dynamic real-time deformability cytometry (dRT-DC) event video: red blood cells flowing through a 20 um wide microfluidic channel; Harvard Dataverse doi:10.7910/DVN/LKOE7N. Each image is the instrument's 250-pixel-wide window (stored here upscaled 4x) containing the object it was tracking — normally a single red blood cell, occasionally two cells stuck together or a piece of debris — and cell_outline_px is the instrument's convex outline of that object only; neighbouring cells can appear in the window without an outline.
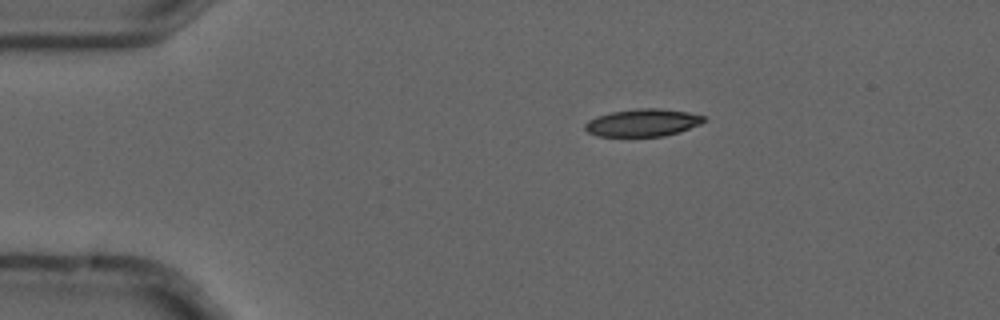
{"species": "common noctule bat (a hibernating species)", "species_latin": "Nyctalus noctula", "temperature_condition": "cold", "stored_images_in_passage": 9, "camera_frame_rate_fps": 3000, "um_per_image_px": 0.085, "animal": {"sex": "male", "forearm_length_mm": 52.5}, "frame": {"image": 1, "passage_image": 3, "time_ms": 0.667, "image_size_px": [1000, 320], "cell_outline_px": [[708, 120], [700, 124], [680, 132], [664, 136], [596, 136], [588, 132], [584, 128], [584, 124], [588, 120], [596, 116], [612, 112], [636, 108], [660, 108], [688, 112], [704, 116]], "centroid_in_image_um": [54.64, 10.42], "position_along_channel_um": 30.4, "area_um2": 19.19}}
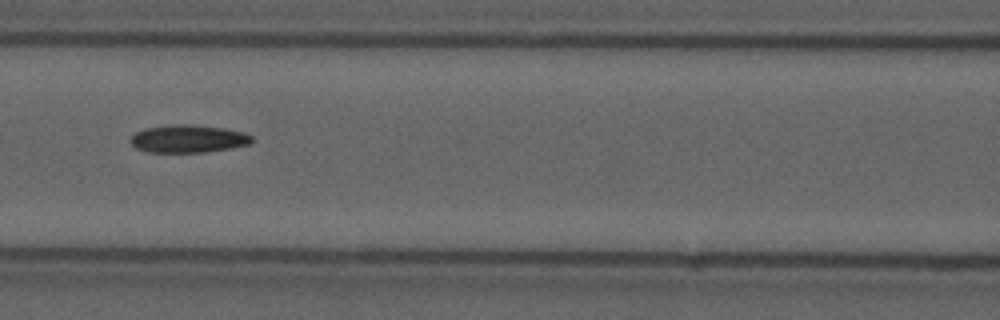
{"frame": {"image": 2, "passage_image": 7, "time_ms": 2.0, "image_size_px": [1000, 320], "cell_outline_px": [[252, 140], [248, 144], [232, 148], [204, 152], [148, 152], [136, 148], [128, 140], [136, 132], [144, 128], [172, 124], [184, 124], [224, 128], [244, 132], [252, 136]], "centroid_in_image_um": [15.97, 11.79], "position_along_channel_um": 150.6, "area_um2": 19.59}}
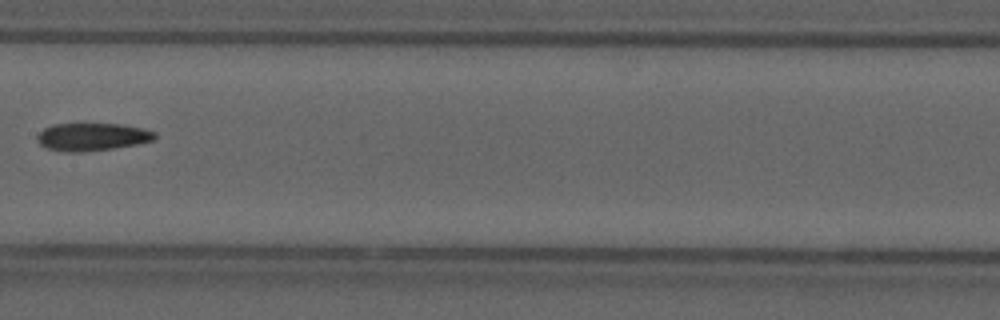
{"frame": {"image": 3, "passage_image": 8, "time_ms": 2.333, "image_size_px": [1000, 320], "cell_outline_px": [[156, 136], [152, 140], [136, 144], [112, 148], [84, 152], [64, 152], [48, 148], [40, 144], [36, 140], [36, 136], [44, 128], [52, 124], [120, 124], [144, 128], [156, 132]], "centroid_in_image_um": [7.81, 11.63], "position_along_channel_um": 199.6, "area_um2": 18.96}}